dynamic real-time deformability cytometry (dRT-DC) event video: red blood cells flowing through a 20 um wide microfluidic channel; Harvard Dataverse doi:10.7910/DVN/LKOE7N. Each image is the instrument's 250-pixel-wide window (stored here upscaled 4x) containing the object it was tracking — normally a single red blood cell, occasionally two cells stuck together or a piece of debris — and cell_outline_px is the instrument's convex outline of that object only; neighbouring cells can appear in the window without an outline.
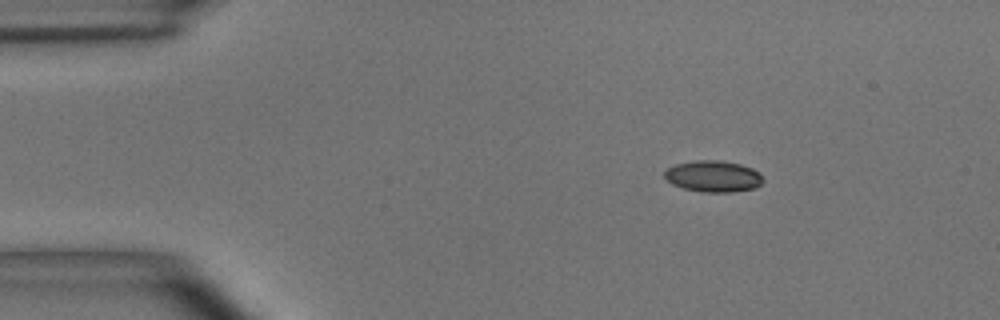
{"species": "common noctule bat (a hibernating species)", "species_latin": "Nyctalus noctula", "temperature_condition": "room temperature", "stored_images_in_passage": 14, "camera_frame_rate_fps": 3000, "um_per_image_px": 0.085, "animal": {"sex": "male", "body_mass_g": 15.6}, "frame": {"image": 1, "passage_image": 7, "time_ms": 2.0, "image_size_px": [1000, 320], "cell_outline_px": [[764, 180], [760, 184], [752, 188], [732, 192], [700, 192], [684, 188], [672, 184], [664, 180], [664, 172], [668, 168], [676, 164], [696, 160], [720, 160], [740, 164], [752, 168], [760, 172]], "centroid_in_image_um": [60.61, 14.98], "position_along_channel_um": 24.4, "area_um2": 18.09}}